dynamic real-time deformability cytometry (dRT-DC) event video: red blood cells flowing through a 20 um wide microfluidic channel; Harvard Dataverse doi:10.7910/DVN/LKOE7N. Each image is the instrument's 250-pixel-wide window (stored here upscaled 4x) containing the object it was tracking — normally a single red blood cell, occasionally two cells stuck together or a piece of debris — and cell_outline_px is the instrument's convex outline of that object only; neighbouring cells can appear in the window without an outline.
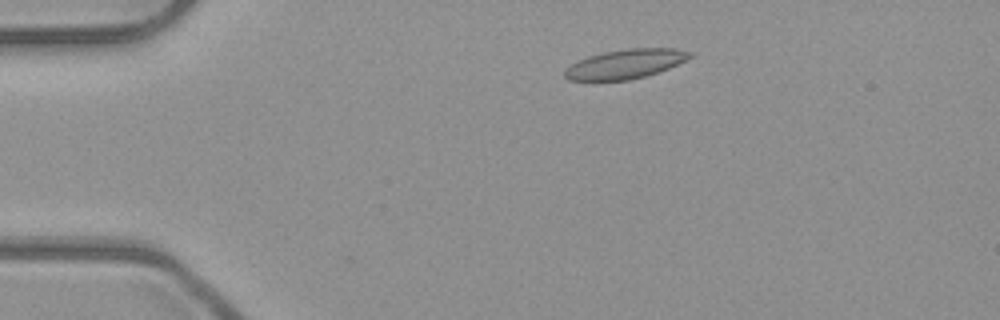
{"species": "common noctule bat (a hibernating species)", "species_latin": "Nyctalus noctula", "temperature_condition": "room temperature", "stored_images_in_passage": 44, "camera_frame_rate_fps": 3000, "um_per_image_px": 0.085, "animal": {"sex": "male", "body_mass_g": 23.1, "forearm_length_mm": 52.7}, "frame": {"image": 1, "passage_image": 2, "time_ms": 0.333, "image_size_px": [1000, 320], "cell_outline_px": [[696, 56], [668, 68], [644, 76], [628, 80], [568, 80], [564, 76], [564, 72], [572, 64], [588, 56], [604, 52], [628, 48], [676, 48], [696, 52]], "centroid_in_image_um": [53.25, 5.42], "position_along_channel_um": 31.8, "area_um2": 21.33}}
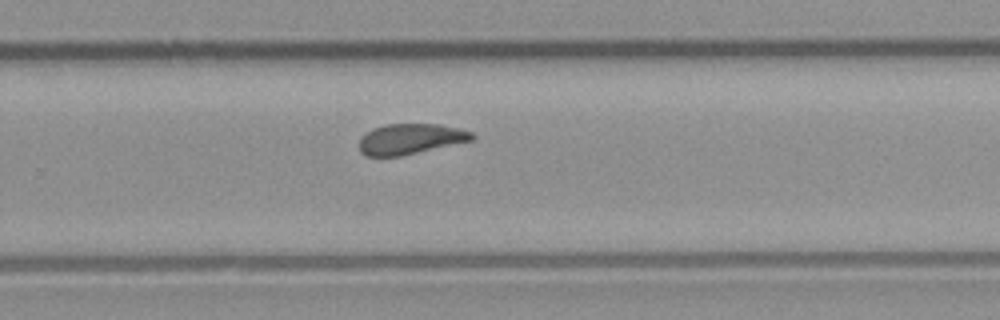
{"frame": {"image": 2, "passage_image": 26, "time_ms": 8.333, "image_size_px": [1000, 320], "cell_outline_px": [[476, 136], [472, 140], [400, 156], [368, 156], [360, 152], [360, 136], [372, 128], [384, 124], [440, 124], [472, 132]], "centroid_in_image_um": [34.85, 11.8], "position_along_channel_um": 295.0, "area_um2": 19.94}}
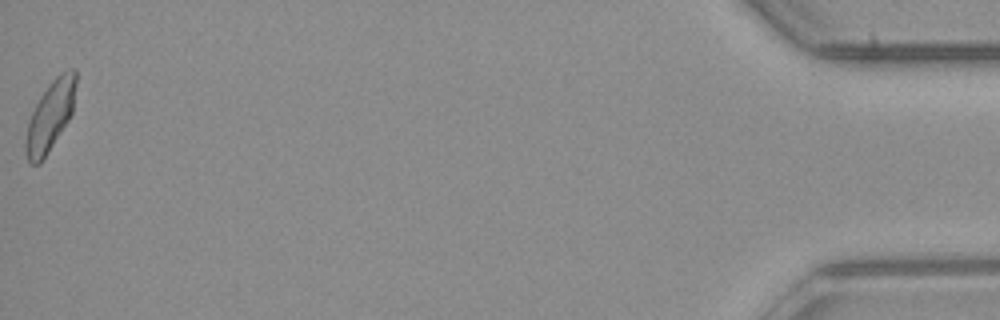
{"frame": {"image": 3, "passage_image": 44, "time_ms": 14.333, "image_size_px": [1000, 320], "cell_outline_px": [[76, 84], [72, 112], [68, 120], [40, 164], [28, 164], [24, 152], [24, 144], [28, 120], [40, 96], [48, 84], [60, 72], [72, 68], [76, 68]], "centroid_in_image_um": [4.24, 9.85], "position_along_channel_um": 431.0, "area_um2": 20.52}, "authors_computed_cell_mechanics": {"area_um2": 20.519, "velocity_mm_per_s": 3.9605, "shape_relaxation_time_tau1_ms": 8.3135, "shape_relaxation_time_tau2_ms": 1.1879, "deformation_change_tau1": 0.1813, "deformation_change_tau2": 0.0771}}